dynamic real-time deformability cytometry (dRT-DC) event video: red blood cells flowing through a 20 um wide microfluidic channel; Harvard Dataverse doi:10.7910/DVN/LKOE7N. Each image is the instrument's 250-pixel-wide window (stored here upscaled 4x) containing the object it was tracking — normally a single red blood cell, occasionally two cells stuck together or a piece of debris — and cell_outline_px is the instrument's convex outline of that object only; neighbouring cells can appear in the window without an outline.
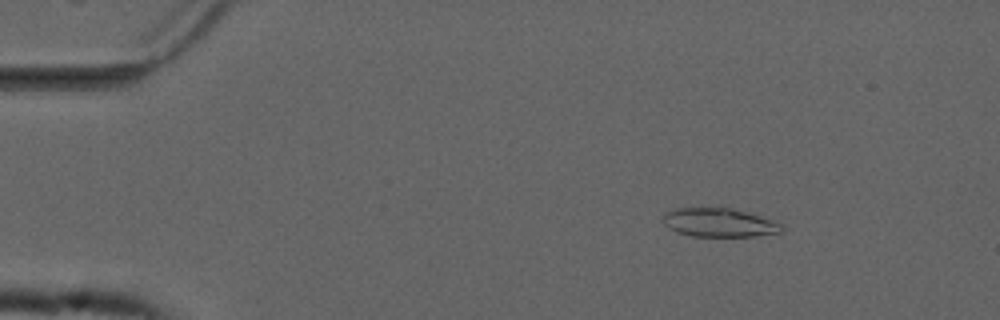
{"species": "common noctule bat (a hibernating species)", "species_latin": "Nyctalus noctula", "temperature_condition": "cold", "stored_images_in_passage": 48, "camera_frame_rate_fps": 3000, "um_per_image_px": 0.085, "animal": {"sex": "male", "forearm_length_mm": 52.5}, "frame": {"image": 1, "passage_image": 1, "time_ms": 0.0, "image_size_px": [1000, 320], "cell_outline_px": [[784, 232], [756, 236], [692, 236], [676, 232], [668, 228], [664, 224], [664, 212], [676, 208], [720, 204], [760, 216], [772, 220], [780, 224], [784, 228]], "centroid_in_image_um": [61.1, 18.87], "position_along_channel_um": 23.9, "area_um2": 20.69}}
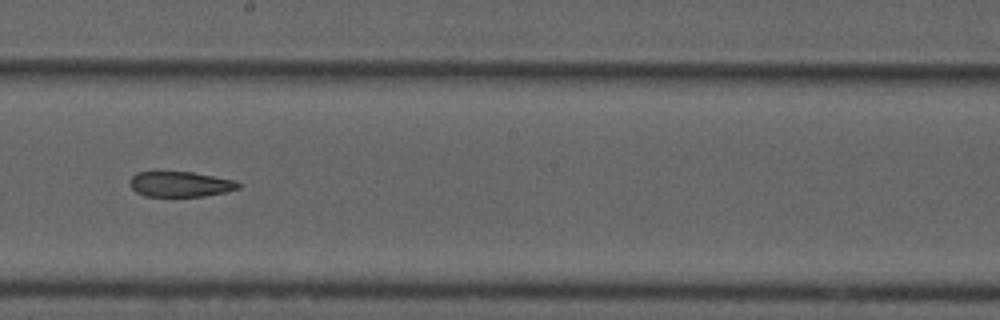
{"frame": {"image": 2, "passage_image": 24, "time_ms": 7.667, "image_size_px": [1000, 320], "cell_outline_px": [[240, 188], [228, 192], [204, 196], [144, 196], [136, 192], [132, 188], [128, 180], [136, 172], [192, 172], [236, 180], [240, 184]], "centroid_in_image_um": [15.34, 15.66], "position_along_channel_um": 232.9, "area_um2": 16.13}}
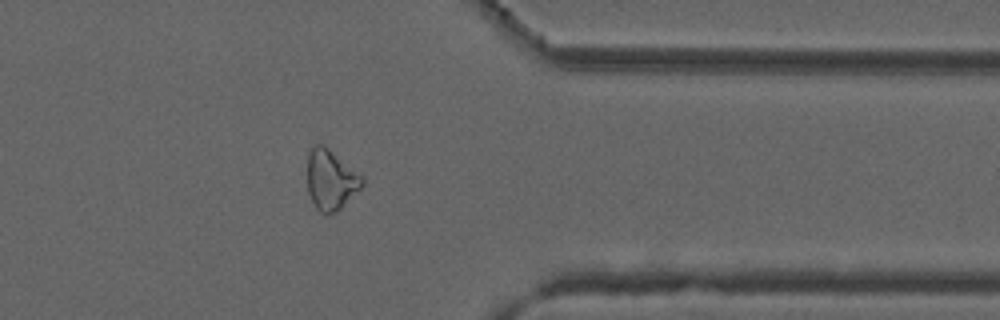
{"frame": {"image": 3, "passage_image": 37, "time_ms": 12.0, "image_size_px": [1000, 320], "cell_outline_px": [[364, 184], [336, 212], [328, 216], [320, 212], [316, 208], [308, 192], [308, 156], [312, 148], [316, 144], [320, 144], [328, 148], [364, 176]], "centroid_in_image_um": [28.13, 15.3], "position_along_channel_um": 383.3, "area_um2": 19.07}, "authors_computed_cell_mechanics": {"area_um2": 19.1318, "velocity_mm_per_s": 3.7331, "shape_relaxation_time_tau1_ms": null, "shape_relaxation_time_tau2_ms": 8.5025, "deformation_change_tau1": null, "deformation_change_tau2": 0.1839}}